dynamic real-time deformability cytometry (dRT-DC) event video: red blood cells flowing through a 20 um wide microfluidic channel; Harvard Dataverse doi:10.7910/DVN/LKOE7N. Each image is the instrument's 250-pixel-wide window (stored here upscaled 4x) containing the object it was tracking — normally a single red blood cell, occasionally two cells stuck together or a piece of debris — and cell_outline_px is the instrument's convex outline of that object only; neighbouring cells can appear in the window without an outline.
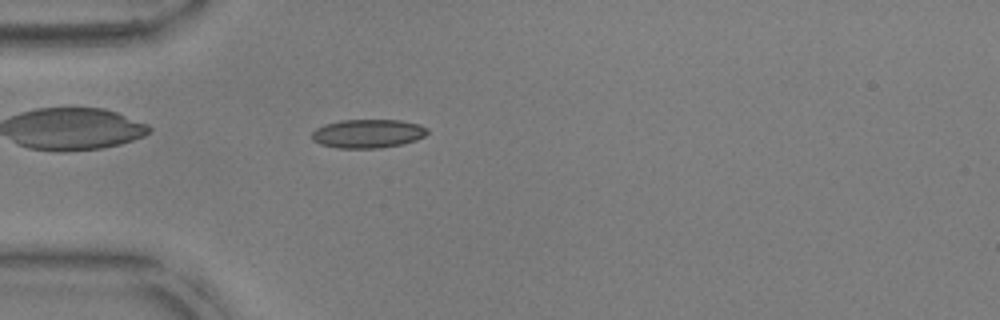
{"species": "common noctule bat (a hibernating species)", "species_latin": "Nyctalus noctula", "temperature_condition": "warm", "stored_images_in_passage": 38, "camera_frame_rate_fps": 3000, "um_per_image_px": 0.085, "animal": {"sex": "male", "body_mass_g": 17.9, "forearm_length_mm": 54.2}, "frame": {"image": 1, "passage_image": 1, "time_ms": 0.0, "image_size_px": [1000, 320], "cell_outline_px": [[428, 132], [424, 136], [416, 140], [400, 144], [376, 148], [340, 148], [320, 144], [312, 140], [312, 132], [316, 128], [324, 124], [340, 120], [400, 120], [420, 124], [428, 128]], "centroid_in_image_um": [31.26, 11.34], "position_along_channel_um": 53.7, "area_um2": 19.31}}
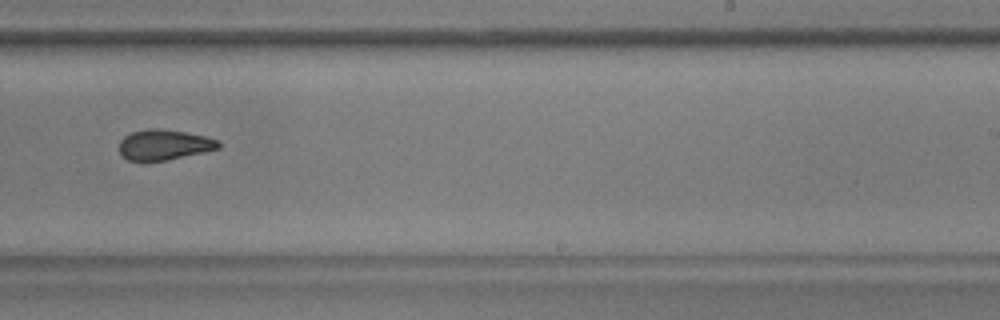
{"frame": {"image": 2, "passage_image": 19, "time_ms": 6.0, "image_size_px": [1000, 320], "cell_outline_px": [[220, 148], [204, 152], [164, 160], [128, 160], [120, 152], [120, 140], [124, 136], [132, 132], [148, 128], [156, 128], [184, 132], [204, 136], [220, 140]], "centroid_in_image_um": [13.96, 12.29], "position_along_channel_um": 275.0, "area_um2": 17.28}}
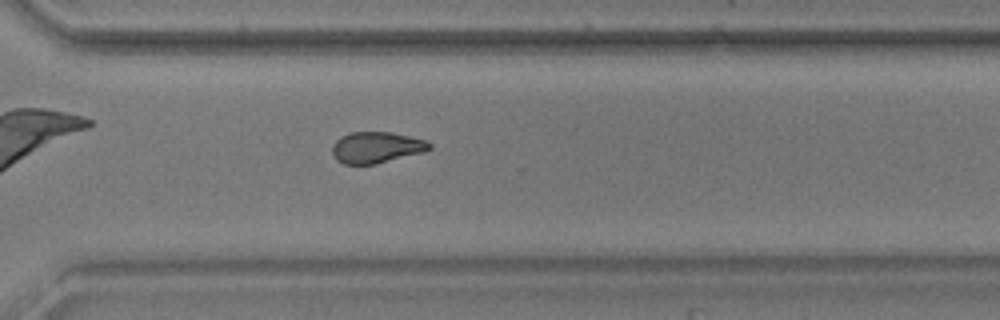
{"frame": {"image": 3, "passage_image": 24, "time_ms": 7.667, "image_size_px": [1000, 320], "cell_outline_px": [[432, 148], [424, 152], [376, 164], [344, 164], [336, 160], [332, 156], [332, 144], [340, 136], [352, 132], [392, 132], [428, 140], [432, 144]], "centroid_in_image_um": [32.0, 12.53], "position_along_channel_um": 338.6, "area_um2": 17.98}, "authors_computed_cell_mechanics": {"area_um2": 18.5249, "velocity_mm_per_s": 3.8164, "shape_relaxation_time_tau1_ms": null, "shape_relaxation_time_tau2_ms": 1.4197, "deformation_change_tau1": null, "deformation_change_tau2": 0.0603}}